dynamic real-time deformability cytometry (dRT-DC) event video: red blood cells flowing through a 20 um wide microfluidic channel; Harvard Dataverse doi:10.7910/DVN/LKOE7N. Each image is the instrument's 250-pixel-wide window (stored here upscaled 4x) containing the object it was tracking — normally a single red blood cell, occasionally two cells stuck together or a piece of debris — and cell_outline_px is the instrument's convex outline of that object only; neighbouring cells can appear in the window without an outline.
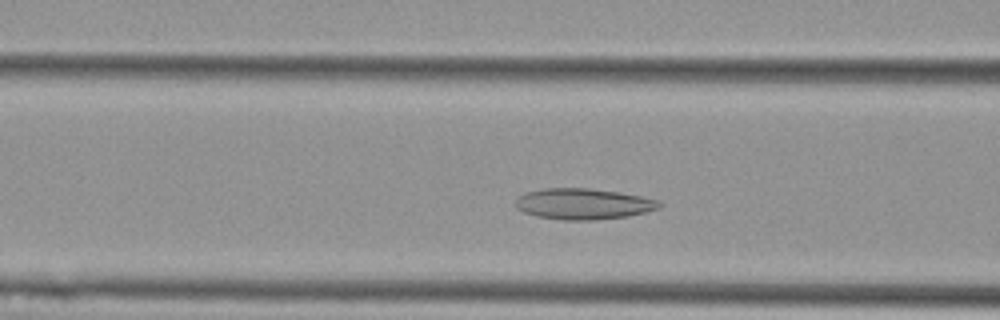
{"species": "Egyptian fruit bat (a non-hibernating species)", "species_latin": "Rousettus aegyptiacus", "temperature_condition": "cold", "stored_images_in_passage": 39, "camera_frame_rate_fps": 3000, "um_per_image_px": 0.085, "animal": {"sex": "female"}, "frame": {"image": 1, "passage_image": 11, "time_ms": 3.333, "image_size_px": [1000, 320], "cell_outline_px": [[664, 204], [660, 208], [648, 212], [628, 216], [596, 220], [564, 220], [536, 216], [524, 212], [516, 208], [516, 196], [524, 192], [544, 188], [588, 188], [620, 192], [660, 200]], "centroid_in_image_um": [49.6, 17.33], "position_along_channel_um": 117.0, "area_um2": 26.3}}
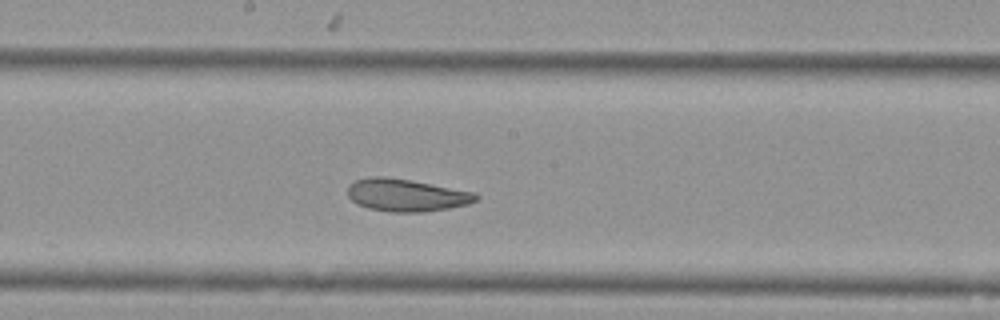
{"frame": {"image": 2, "passage_image": 19, "time_ms": 6.0, "image_size_px": [1000, 320], "cell_outline_px": [[480, 196], [476, 200], [468, 204], [448, 208], [424, 212], [392, 212], [368, 208], [356, 204], [348, 196], [348, 184], [356, 180], [372, 176], [384, 176], [412, 180], [476, 192]], "centroid_in_image_um": [34.54, 16.58], "position_along_channel_um": 213.7, "area_um2": 24.45}}
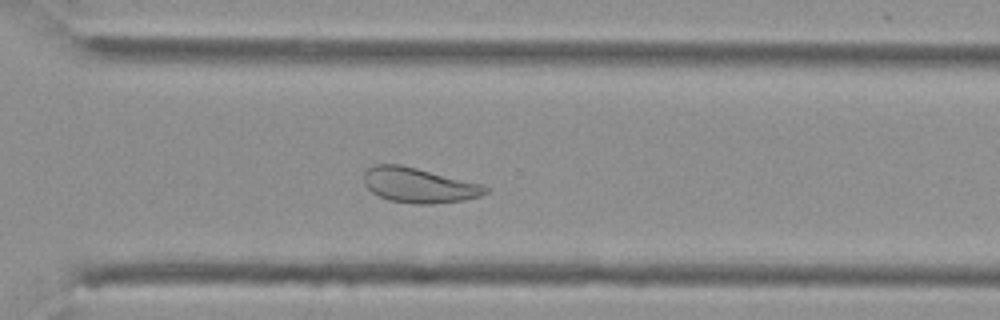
{"frame": {"image": 3, "passage_image": 29, "time_ms": 9.333, "image_size_px": [1000, 320], "cell_outline_px": [[488, 192], [480, 196], [464, 200], [432, 204], [420, 204], [388, 200], [372, 192], [364, 184], [364, 172], [368, 168], [376, 164], [400, 164], [484, 184], [488, 188]], "centroid_in_image_um": [35.62, 15.74], "position_along_channel_um": 335.0, "area_um2": 24.8}, "authors_computed_cell_mechanics": {"area_um2": 24.7962, "velocity_mm_per_s": 3.6381, "shape_relaxation_time_tau1_ms": 10.1797, "shape_relaxation_time_tau2_ms": 2.7826, "deformation_change_tau1": 0.1885, "deformation_change_tau2": 0.0903}}